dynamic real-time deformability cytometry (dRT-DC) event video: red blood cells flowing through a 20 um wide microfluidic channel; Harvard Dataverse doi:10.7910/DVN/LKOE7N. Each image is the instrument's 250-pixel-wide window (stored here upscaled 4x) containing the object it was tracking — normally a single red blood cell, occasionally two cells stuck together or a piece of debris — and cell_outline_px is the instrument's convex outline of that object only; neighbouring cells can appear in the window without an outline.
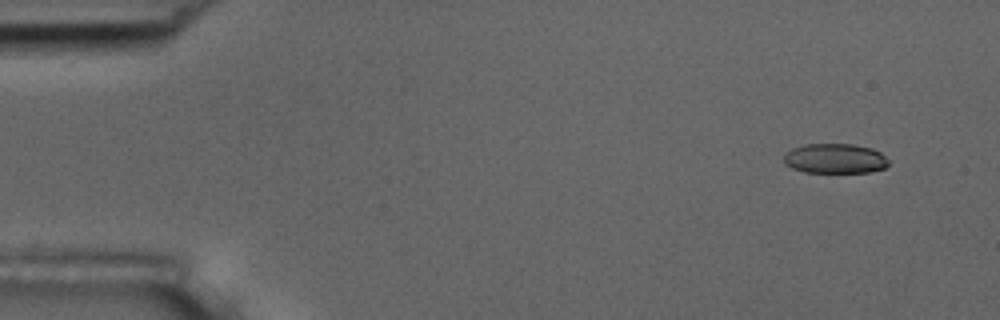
{"species": "common noctule bat (a hibernating species)", "species_latin": "Nyctalus noctula", "temperature_condition": "room temperature", "stored_images_in_passage": 6, "camera_frame_rate_fps": 3000, "um_per_image_px": 0.085, "animal": {"sex": "male", "body_mass_g": 17.5, "forearm_length_mm": 52.3}, "frame": {"image": 1, "passage_image": 2, "time_ms": 1.333, "image_size_px": [1000, 320], "cell_outline_px": [[888, 164], [884, 168], [868, 172], [804, 172], [792, 168], [784, 164], [784, 156], [792, 148], [804, 144], [852, 144], [872, 148], [880, 152], [888, 160]], "centroid_in_image_um": [70.96, 13.47], "position_along_channel_um": 14.0, "area_um2": 18.15}}
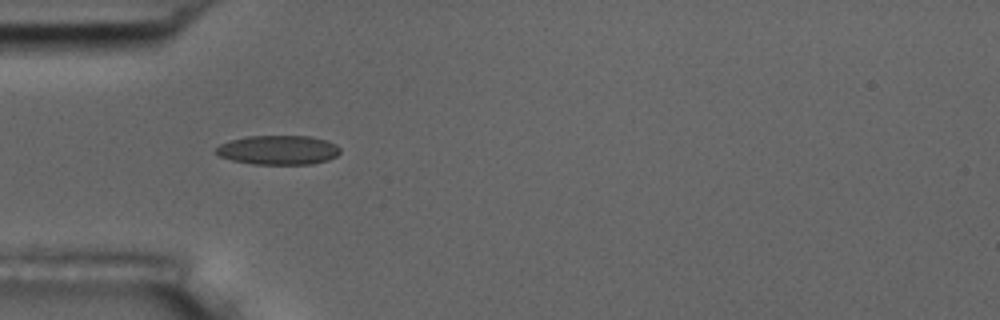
{"frame": {"image": 2, "passage_image": 5, "time_ms": 5.667, "image_size_px": [1000, 320], "cell_outline_px": [[340, 152], [336, 156], [328, 160], [312, 164], [252, 164], [232, 160], [220, 156], [216, 152], [216, 148], [220, 144], [228, 140], [248, 136], [312, 136], [336, 144], [340, 148]], "centroid_in_image_um": [23.66, 12.75], "position_along_channel_um": 61.3, "area_um2": 21.21}}